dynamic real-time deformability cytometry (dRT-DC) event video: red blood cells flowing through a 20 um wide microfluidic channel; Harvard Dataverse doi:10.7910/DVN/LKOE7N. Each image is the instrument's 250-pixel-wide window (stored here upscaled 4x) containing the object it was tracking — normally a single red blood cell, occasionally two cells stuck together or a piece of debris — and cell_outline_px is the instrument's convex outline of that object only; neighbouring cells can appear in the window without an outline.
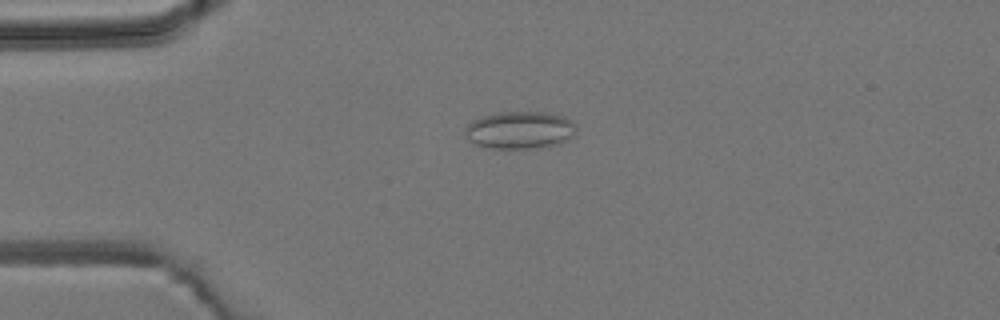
{"species": "common noctule bat (a hibernating species)", "species_latin": "Nyctalus noctula", "temperature_condition": "room temperature", "stored_images_in_passage": 4, "camera_frame_rate_fps": 3000, "um_per_image_px": 0.085, "animal": {"sex": "male", "body_mass_g": 19.2, "forearm_length_mm": 51.8}, "frame": {"image": 1, "passage_image": 2, "time_ms": 1.0, "image_size_px": [1000, 320], "cell_outline_px": [[576, 132], [572, 136], [556, 144], [532, 148], [492, 148], [476, 144], [468, 140], [464, 132], [464, 128], [472, 120], [480, 116], [500, 112], [544, 112], [564, 116], [576, 124]], "centroid_in_image_um": [44.15, 11.04], "position_along_channel_um": 40.8, "area_um2": 24.22}}